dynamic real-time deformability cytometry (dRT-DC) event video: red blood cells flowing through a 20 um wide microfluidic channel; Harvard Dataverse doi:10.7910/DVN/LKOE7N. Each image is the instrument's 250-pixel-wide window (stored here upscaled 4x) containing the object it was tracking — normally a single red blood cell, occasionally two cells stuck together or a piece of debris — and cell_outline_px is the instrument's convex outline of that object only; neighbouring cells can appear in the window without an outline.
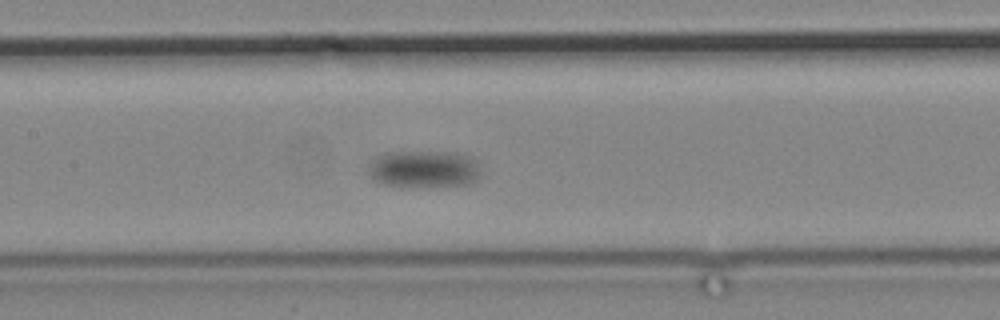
{"species": "common noctule bat (a hibernating species)", "species_latin": "Nyctalus noctula", "temperature_condition": "cold", "stored_images_in_passage": 16, "camera_frame_rate_fps": 3000, "um_per_image_px": 0.085, "animal": {"sex": "male", "body_mass_g": 19.2, "forearm_length_mm": 51.8}, "frame": {"image": 1, "passage_image": 16, "time_ms": 19.667, "image_size_px": [1000, 320], "cell_outline_px": [[480, 176], [476, 180], [468, 184], [384, 184], [376, 180], [372, 176], [372, 168], [376, 160], [380, 156], [388, 152], [456, 152], [468, 156], [476, 160], [480, 172]], "centroid_in_image_um": [36.16, 14.32], "position_along_channel_um": 171.2, "area_um2": 22.83}}